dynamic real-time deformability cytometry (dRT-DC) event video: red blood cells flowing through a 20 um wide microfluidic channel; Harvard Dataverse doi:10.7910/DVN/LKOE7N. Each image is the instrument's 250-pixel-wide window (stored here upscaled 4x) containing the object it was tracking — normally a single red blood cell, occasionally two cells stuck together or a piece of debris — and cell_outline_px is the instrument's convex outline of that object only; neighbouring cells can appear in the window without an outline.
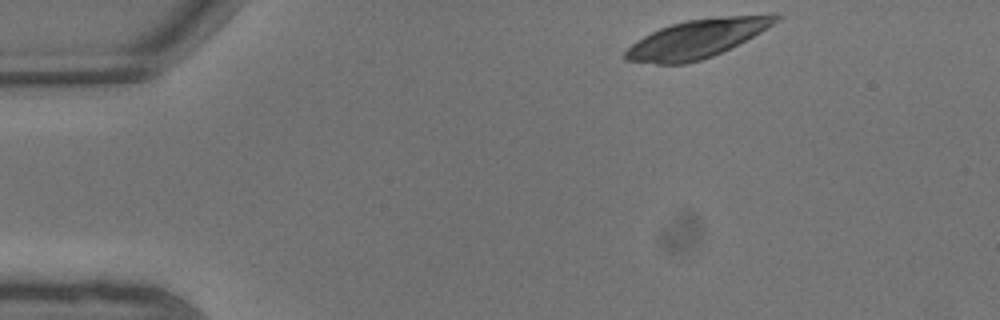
{"species": "common noctule bat (a hibernating species)", "species_latin": "Nyctalus noctula", "temperature_condition": "warm", "stored_images_in_passage": 2, "camera_frame_rate_fps": 3000, "um_per_image_px": 0.085, "animal": {"sex": "male", "body_mass_g": 13.3}, "frame": {"image": 1, "passage_image": 1, "time_ms": 0.0, "image_size_px": [1000, 320], "cell_outline_px": [[784, 16], [780, 20], [760, 32], [712, 56], [700, 60], [684, 64], [656, 64], [624, 60], [624, 52], [632, 44], [644, 36], [660, 28], [672, 24], [688, 20], [728, 16], [776, 12]], "centroid_in_image_um": [59.29, 3.27], "position_along_channel_um": 25.7, "area_um2": 33.41}}